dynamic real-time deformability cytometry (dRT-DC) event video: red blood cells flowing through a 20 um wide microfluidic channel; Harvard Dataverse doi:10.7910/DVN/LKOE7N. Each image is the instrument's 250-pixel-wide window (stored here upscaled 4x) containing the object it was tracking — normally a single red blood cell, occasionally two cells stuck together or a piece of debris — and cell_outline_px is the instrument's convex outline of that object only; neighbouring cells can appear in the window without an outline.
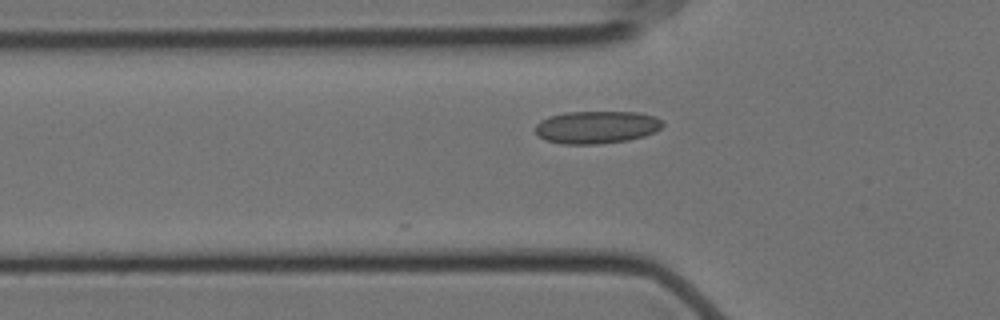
{"species": "Egyptian fruit bat (a non-hibernating species)", "species_latin": "Rousettus aegyptiacus", "temperature_condition": "cold", "stored_images_in_passage": 2, "camera_frame_rate_fps": 3000, "um_per_image_px": 0.085, "animal": {"sex": "female"}, "frame": {"image": 1, "passage_image": 2, "time_ms": 0.333, "image_size_px": [1000, 320], "cell_outline_px": [[664, 124], [656, 132], [644, 136], [628, 140], [596, 144], [560, 144], [544, 140], [536, 132], [536, 124], [540, 120], [548, 116], [564, 112], [636, 112], [656, 116], [664, 120]], "centroid_in_image_um": [50.72, 10.81], "position_along_channel_um": 75.1, "area_um2": 24.45}}